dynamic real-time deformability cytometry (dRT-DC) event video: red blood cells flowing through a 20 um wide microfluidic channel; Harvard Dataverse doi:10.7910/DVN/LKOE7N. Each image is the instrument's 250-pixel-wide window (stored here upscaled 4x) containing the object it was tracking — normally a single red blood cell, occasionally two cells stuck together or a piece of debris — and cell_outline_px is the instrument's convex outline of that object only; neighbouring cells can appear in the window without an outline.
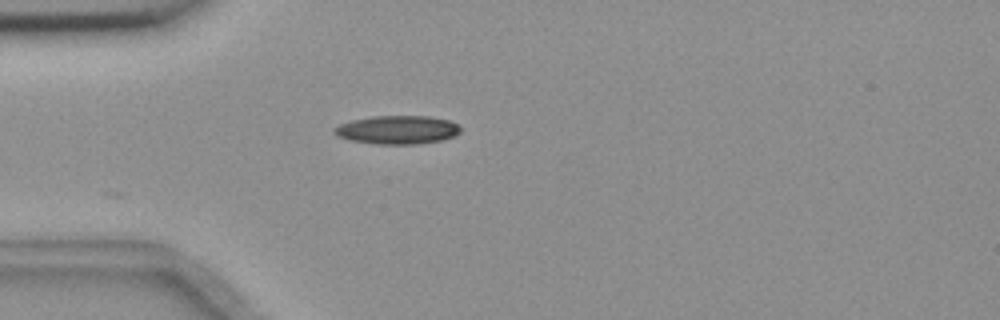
{"species": "common noctule bat (a hibernating species)", "species_latin": "Nyctalus noctula", "temperature_condition": "room temperature", "stored_images_in_passage": 3, "camera_frame_rate_fps": 3000, "um_per_image_px": 0.085, "animal": {"sex": "female", "body_mass_g": 18.4}, "frame": {"image": 1, "passage_image": 3, "time_ms": 0.667, "image_size_px": [1000, 320], "cell_outline_px": [[460, 132], [452, 136], [440, 140], [420, 144], [376, 144], [348, 140], [336, 136], [332, 132], [332, 128], [340, 124], [352, 120], [372, 116], [428, 116], [448, 120], [456, 124], [460, 128]], "centroid_in_image_um": [33.71, 11.04], "position_along_channel_um": 51.3, "area_um2": 20.98}}